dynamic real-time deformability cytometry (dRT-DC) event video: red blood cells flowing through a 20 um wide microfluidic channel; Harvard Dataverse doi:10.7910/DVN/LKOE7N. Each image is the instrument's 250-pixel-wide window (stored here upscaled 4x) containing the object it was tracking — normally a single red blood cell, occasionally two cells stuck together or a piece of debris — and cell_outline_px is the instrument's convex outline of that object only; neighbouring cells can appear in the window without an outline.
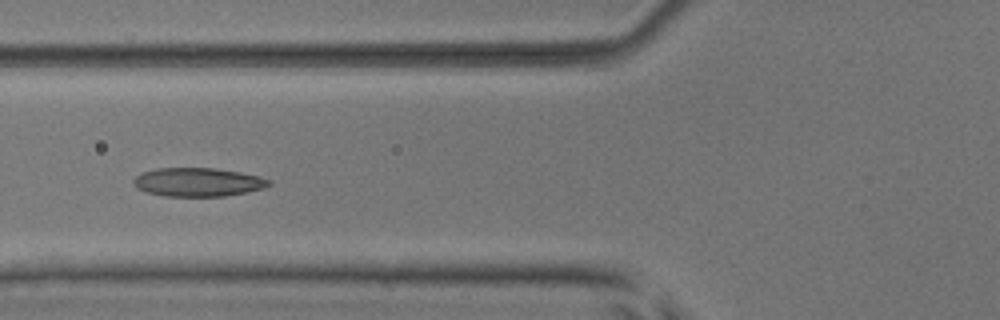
{"species": "common noctule bat (a hibernating species)", "species_latin": "Nyctalus noctula", "temperature_condition": "room temperature", "stored_images_in_passage": 6, "camera_frame_rate_fps": 3000, "um_per_image_px": 0.085, "animal": {"sex": "male", "body_mass_g": 17.9, "forearm_length_mm": 54.2}, "frame": {"image": 1, "passage_image": 6, "time_ms": 6.0, "image_size_px": [1000, 320], "cell_outline_px": [[272, 184], [264, 188], [224, 196], [164, 196], [144, 192], [136, 188], [132, 184], [132, 180], [136, 176], [144, 172], [156, 168], [216, 168], [240, 172], [260, 176], [272, 180]], "centroid_in_image_um": [16.81, 15.48], "position_along_channel_um": 109.0, "area_um2": 22.77}}